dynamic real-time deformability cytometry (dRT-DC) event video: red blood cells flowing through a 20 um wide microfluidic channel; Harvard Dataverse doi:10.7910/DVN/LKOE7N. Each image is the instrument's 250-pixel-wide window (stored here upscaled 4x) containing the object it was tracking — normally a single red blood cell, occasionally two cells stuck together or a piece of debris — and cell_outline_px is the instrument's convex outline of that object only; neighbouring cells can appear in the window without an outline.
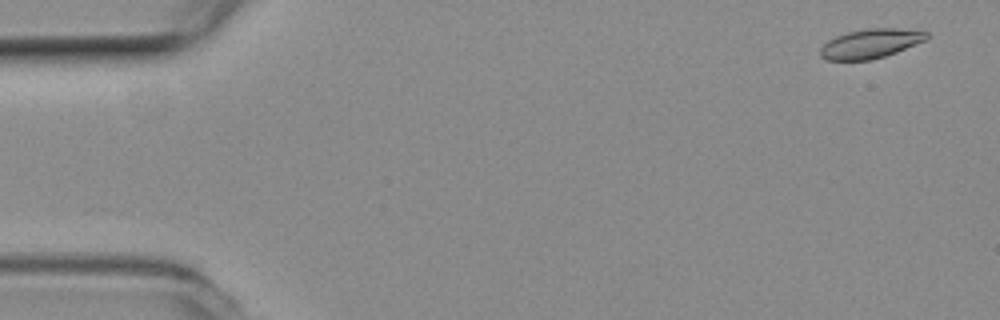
{"species": "common noctule bat (a hibernating species)", "species_latin": "Nyctalus noctula", "temperature_condition": "room temperature", "stored_images_in_passage": 9, "camera_frame_rate_fps": 3000, "um_per_image_px": 0.085, "animal": {"sex": "female", "body_mass_g": 19.3, "forearm_length_mm": 54.1}, "frame": {"image": 1, "passage_image": 1, "time_ms": 0.0, "image_size_px": [1000, 320], "cell_outline_px": [[928, 40], [896, 52], [872, 60], [828, 60], [820, 56], [820, 48], [828, 40], [836, 36], [848, 32], [868, 28], [896, 28], [928, 32]], "centroid_in_image_um": [74.01, 3.71], "position_along_channel_um": 11.0, "area_um2": 18.15}}
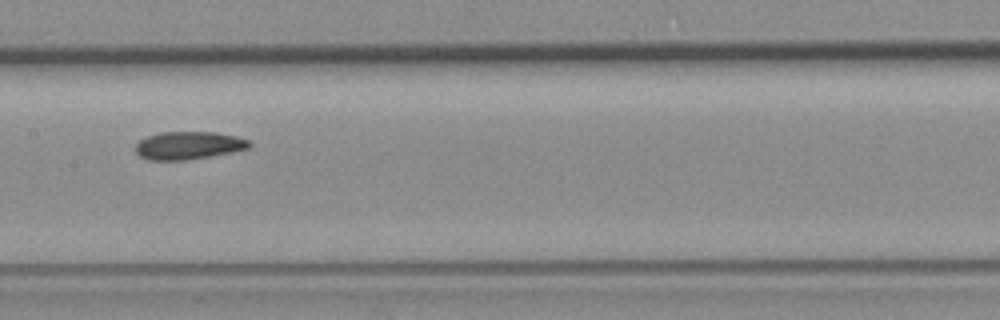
{"frame": {"image": 2, "passage_image": 7, "time_ms": 2.0, "image_size_px": [1000, 320], "cell_outline_px": [[252, 144], [248, 148], [232, 152], [188, 160], [148, 160], [140, 156], [136, 152], [136, 144], [140, 140], [148, 136], [160, 132], [216, 132], [236, 136], [248, 140]], "centroid_in_image_um": [16.02, 12.36], "position_along_channel_um": 191.4, "area_um2": 18.44}}
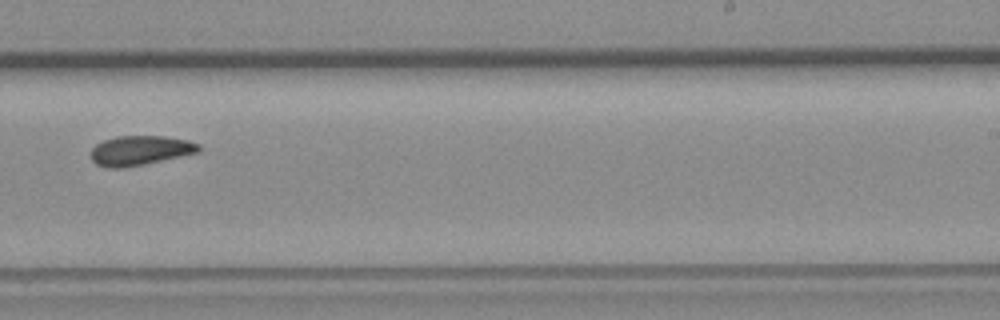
{"frame": {"image": 3, "passage_image": 9, "time_ms": 2.667, "image_size_px": [1000, 320], "cell_outline_px": [[200, 152], [144, 164], [124, 168], [108, 168], [96, 164], [92, 160], [92, 148], [96, 144], [104, 140], [116, 136], [164, 136], [188, 140], [200, 144]], "centroid_in_image_um": [11.92, 12.79], "position_along_channel_um": 277.1, "area_um2": 18.61}}